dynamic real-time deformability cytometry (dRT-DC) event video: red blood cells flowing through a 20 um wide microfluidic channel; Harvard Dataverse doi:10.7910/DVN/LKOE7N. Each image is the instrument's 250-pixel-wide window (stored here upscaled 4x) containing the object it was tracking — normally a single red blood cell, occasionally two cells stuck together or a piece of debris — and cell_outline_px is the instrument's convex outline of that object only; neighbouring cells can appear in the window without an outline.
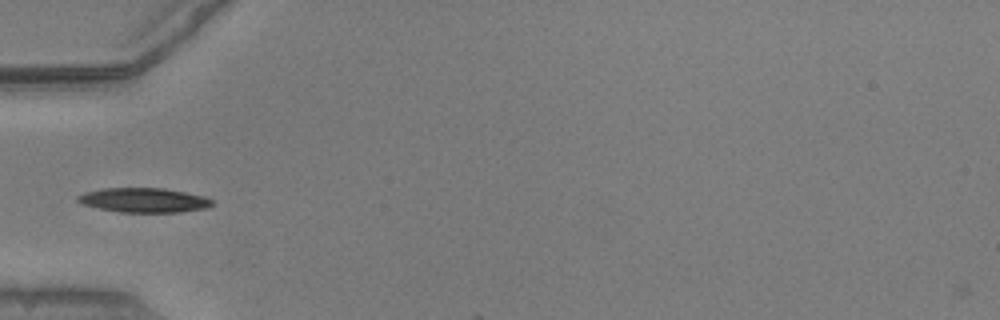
{"species": "common noctule bat (a hibernating species)", "species_latin": "Nyctalus noctula", "temperature_condition": "warm", "stored_images_in_passage": 4, "camera_frame_rate_fps": 3000, "um_per_image_px": 0.085, "animal": {"sex": "male", "body_mass_g": 20.5, "forearm_length_mm": 52.5}, "frame": {"image": 1, "passage_image": 1, "time_ms": 0.0, "image_size_px": [1000, 320], "cell_outline_px": [[212, 204], [204, 208], [180, 212], [120, 212], [80, 204], [76, 200], [76, 196], [84, 192], [104, 188], [164, 188], [204, 196], [212, 200]], "centroid_in_image_um": [12.17, 17.01], "position_along_channel_um": 72.8, "area_um2": 19.07}}